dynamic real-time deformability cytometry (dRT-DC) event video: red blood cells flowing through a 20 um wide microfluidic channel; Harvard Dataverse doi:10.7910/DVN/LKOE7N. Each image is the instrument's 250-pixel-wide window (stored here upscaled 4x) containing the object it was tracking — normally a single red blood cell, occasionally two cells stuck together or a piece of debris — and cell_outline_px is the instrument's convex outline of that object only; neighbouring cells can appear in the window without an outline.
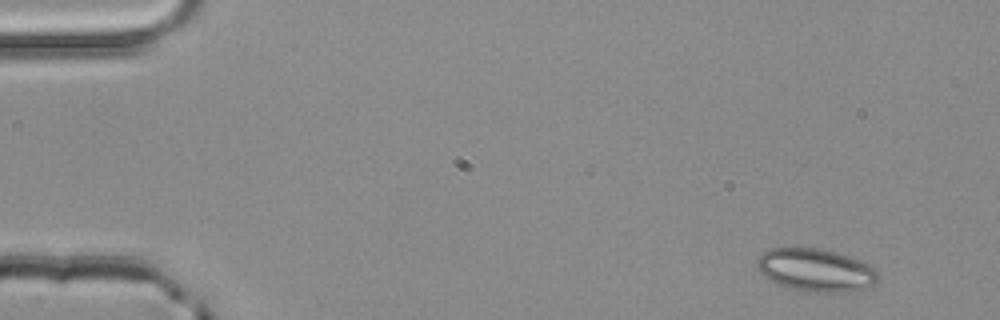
{"species": "common noctule bat (a hibernating species)", "species_latin": "Nyctalus noctula", "temperature_condition": "room temperature", "stored_images_in_passage": 3, "camera_frame_rate_fps": 3000, "um_per_image_px": 0.085, "animal": {"sex": "male", "body_mass_g": 20.4}, "frame": {"image": 1, "passage_image": 1, "time_ms": 0.0, "image_size_px": [1000, 320], "cell_outline_px": [[880, 280], [864, 288], [840, 292], [808, 292], [776, 284], [764, 276], [756, 268], [756, 260], [768, 248], [816, 248], [836, 252], [860, 260], [868, 264], [880, 272]], "centroid_in_image_um": [69.33, 22.95], "position_along_channel_um": 15.7, "area_um2": 30.29}}